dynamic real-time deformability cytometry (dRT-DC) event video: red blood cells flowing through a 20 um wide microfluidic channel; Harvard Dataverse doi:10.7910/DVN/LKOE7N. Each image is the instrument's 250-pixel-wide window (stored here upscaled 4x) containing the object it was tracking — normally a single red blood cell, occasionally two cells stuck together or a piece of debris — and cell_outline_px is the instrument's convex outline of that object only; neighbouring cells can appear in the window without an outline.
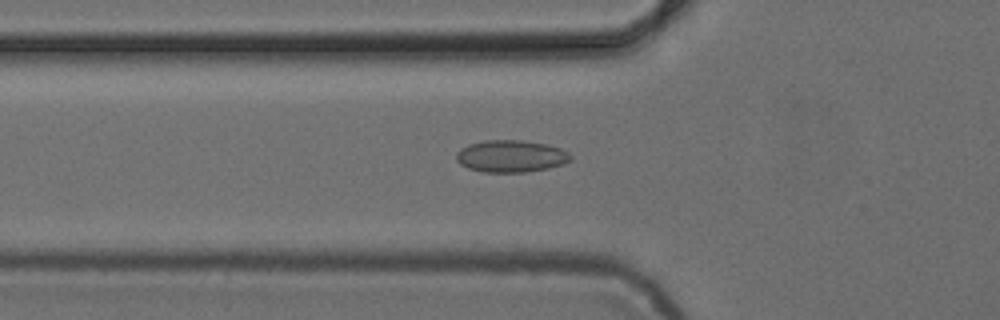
{"species": "common noctule bat (a hibernating species)", "species_latin": "Nyctalus noctula", "temperature_condition": "cold", "stored_images_in_passage": 54, "camera_frame_rate_fps": 3000, "um_per_image_px": 0.085, "animal": {"sex": "female", "body_mass_g": 24.6, "forearm_length_mm": 56.2}, "frame": {"image": 1, "passage_image": 19, "time_ms": 6.0, "image_size_px": [1000, 320], "cell_outline_px": [[572, 160], [564, 164], [548, 168], [524, 172], [480, 172], [468, 168], [460, 164], [456, 160], [456, 152], [460, 148], [468, 144], [484, 140], [520, 140], [544, 144], [560, 148], [568, 152], [572, 156]], "centroid_in_image_um": [43.4, 13.28], "position_along_channel_um": 82.4, "area_um2": 21.5}}
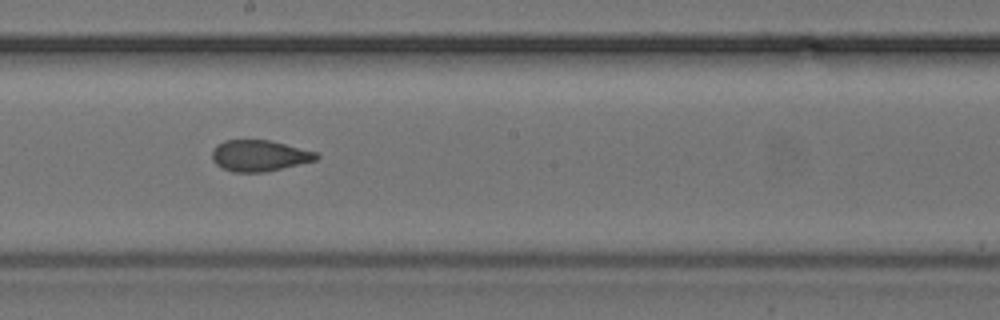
{"frame": {"image": 2, "passage_image": 30, "time_ms": 9.667, "image_size_px": [1000, 320], "cell_outline_px": [[320, 156], [316, 160], [264, 172], [232, 172], [220, 168], [212, 160], [212, 148], [216, 144], [224, 140], [268, 140], [320, 152]], "centroid_in_image_um": [22.02, 13.23], "position_along_channel_um": 226.2, "area_um2": 19.13}}
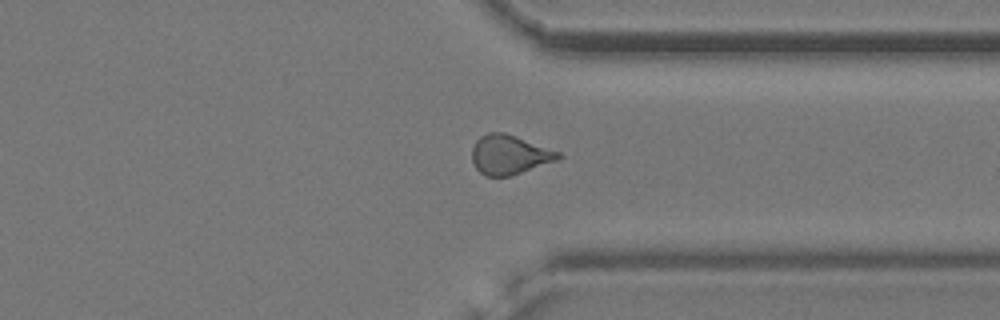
{"frame": {"image": 3, "passage_image": 41, "time_ms": 13.333, "image_size_px": [1000, 320], "cell_outline_px": [[564, 156], [560, 160], [512, 176], [484, 176], [476, 168], [472, 160], [472, 148], [476, 140], [480, 136], [488, 132], [504, 132], [516, 136], [560, 152]], "centroid_in_image_um": [43.33, 13.16], "position_along_channel_um": 368.1, "area_um2": 20.11}, "authors_computed_cell_mechanics": {"area_um2": 19.9699, "velocity_mm_per_s": 3.8891, "shape_relaxation_time_tau1_ms": null, "shape_relaxation_time_tau2_ms": 1.2277, "deformation_change_tau1": null, "deformation_change_tau2": 0.0624}}